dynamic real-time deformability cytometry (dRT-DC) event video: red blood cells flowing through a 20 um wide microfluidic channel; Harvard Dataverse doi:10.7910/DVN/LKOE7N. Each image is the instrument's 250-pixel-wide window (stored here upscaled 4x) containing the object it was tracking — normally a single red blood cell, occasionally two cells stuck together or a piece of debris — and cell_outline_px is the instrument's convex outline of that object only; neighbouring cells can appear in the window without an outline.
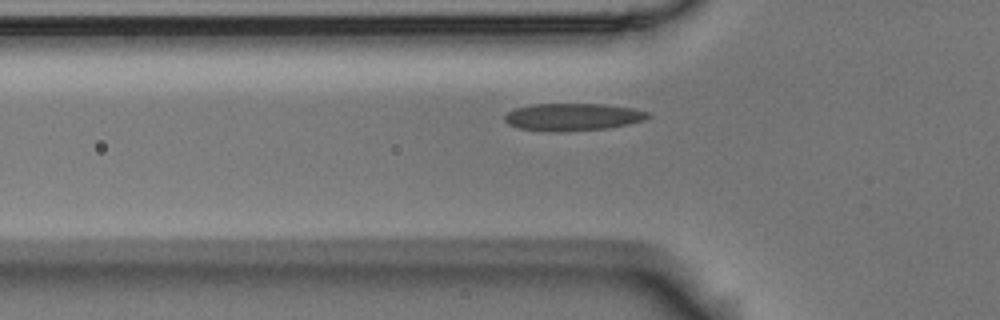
{"species": "Egyptian fruit bat (a non-hibernating species)", "species_latin": "Rousettus aegyptiacus", "temperature_condition": "room temperature", "stored_images_in_passage": 42, "camera_frame_rate_fps": 3000, "um_per_image_px": 0.085, "animal": {"sex": "male"}, "frame": {"image": 1, "passage_image": 10, "time_ms": 3.0, "image_size_px": [1000, 320], "cell_outline_px": [[652, 116], [644, 120], [628, 124], [608, 128], [560, 132], [548, 132], [520, 128], [508, 124], [504, 120], [504, 116], [508, 112], [516, 108], [532, 104], [604, 104], [632, 108], [648, 112]], "centroid_in_image_um": [48.68, 9.94], "position_along_channel_um": 77.1, "area_um2": 22.95}}
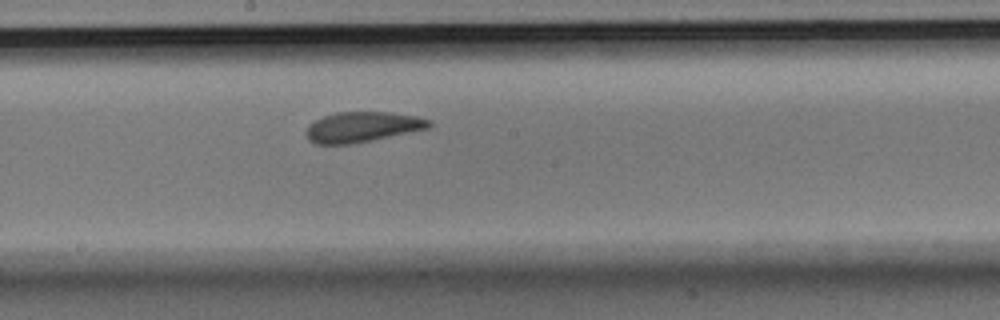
{"frame": {"image": 2, "passage_image": 22, "time_ms": 7.0, "image_size_px": [1000, 320], "cell_outline_px": [[432, 124], [428, 128], [372, 140], [348, 144], [316, 144], [308, 140], [308, 124], [324, 116], [336, 112], [392, 112], [416, 116], [432, 120]], "centroid_in_image_um": [30.82, 10.78], "position_along_channel_um": 217.4, "area_um2": 21.5}}
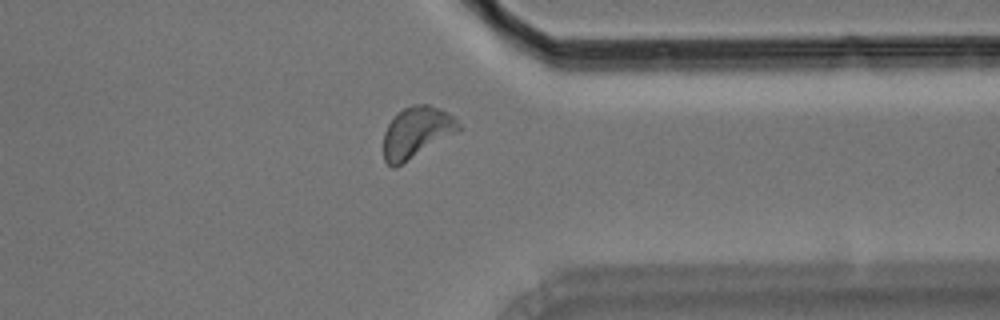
{"frame": {"image": 3, "passage_image": 36, "time_ms": 11.667, "image_size_px": [1000, 320], "cell_outline_px": [[464, 128], [396, 168], [392, 168], [384, 160], [384, 132], [388, 124], [404, 108], [412, 104], [428, 104], [440, 108], [456, 116]], "centroid_in_image_um": [35.46, 11.25], "position_along_channel_um": 375.9, "area_um2": 22.6}}